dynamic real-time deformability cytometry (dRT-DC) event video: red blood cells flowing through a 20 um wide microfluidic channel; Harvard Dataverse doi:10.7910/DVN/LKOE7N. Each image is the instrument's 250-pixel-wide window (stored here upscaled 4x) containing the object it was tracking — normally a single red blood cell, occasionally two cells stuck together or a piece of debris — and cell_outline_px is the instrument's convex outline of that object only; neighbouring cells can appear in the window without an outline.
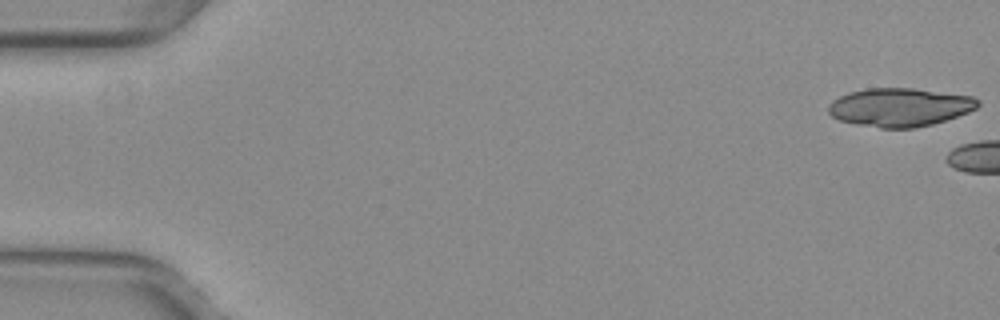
{"species": "common noctule bat (a hibernating species)", "species_latin": "Nyctalus noctula", "temperature_condition": "warm", "stored_images_in_passage": 4, "camera_frame_rate_fps": 3000, "um_per_image_px": 0.085, "animal": {"sex": "female", "body_mass_g": 29.2, "forearm_length_mm": 56.3}, "frame": {"image": 1, "passage_image": 1, "time_ms": 0.0, "image_size_px": [1000, 320], "cell_outline_px": [[980, 104], [976, 108], [968, 112], [932, 124], [912, 128], [880, 128], [856, 124], [840, 120], [832, 116], [828, 112], [828, 104], [832, 100], [848, 92], [868, 88], [912, 88], [972, 96], [980, 100]], "centroid_in_image_um": [76.46, 9.11], "position_along_channel_um": 8.5, "area_um2": 33.41}}